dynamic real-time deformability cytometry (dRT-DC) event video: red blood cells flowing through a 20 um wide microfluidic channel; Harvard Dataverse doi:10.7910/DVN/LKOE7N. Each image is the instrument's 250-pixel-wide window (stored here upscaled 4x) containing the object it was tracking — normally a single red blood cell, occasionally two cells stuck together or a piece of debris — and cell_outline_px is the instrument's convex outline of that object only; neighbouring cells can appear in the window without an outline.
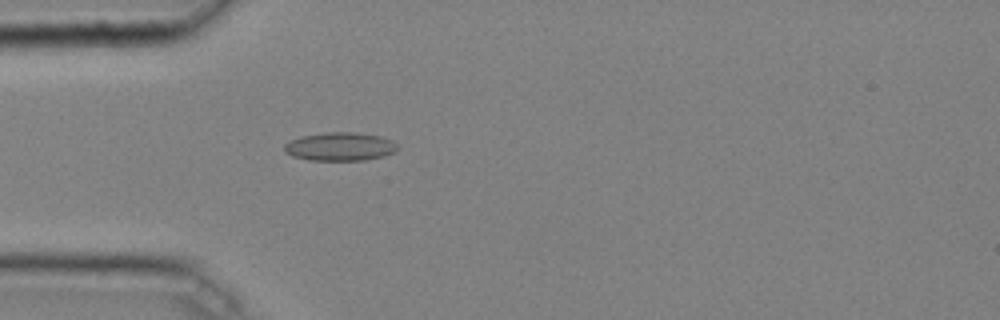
{"species": "common noctule bat (a hibernating species)", "species_latin": "Nyctalus noctula", "temperature_condition": "cold", "stored_images_in_passage": 28, "camera_frame_rate_fps": 3000, "um_per_image_px": 0.085, "animal": {"sex": "male", "body_mass_g": 20.4}, "frame": {"image": 1, "passage_image": 11, "time_ms": 3.333, "image_size_px": [1000, 320], "cell_outline_px": [[400, 148], [396, 152], [384, 156], [364, 160], [308, 160], [292, 156], [284, 152], [284, 144], [300, 136], [324, 132], [352, 132], [380, 136], [392, 140]], "centroid_in_image_um": [28.91, 12.46], "position_along_channel_um": 56.1, "area_um2": 18.9}}
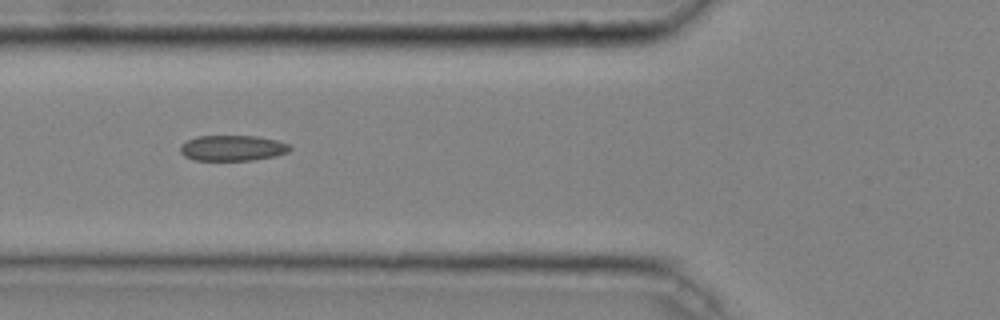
{"frame": {"image": 2, "passage_image": 15, "time_ms": 4.667, "image_size_px": [1000, 320], "cell_outline_px": [[292, 148], [288, 152], [276, 156], [252, 160], [192, 160], [184, 156], [180, 152], [180, 144], [196, 136], [256, 136], [276, 140], [288, 144]], "centroid_in_image_um": [19.74, 12.58], "position_along_channel_um": 106.1, "area_um2": 16.42}}
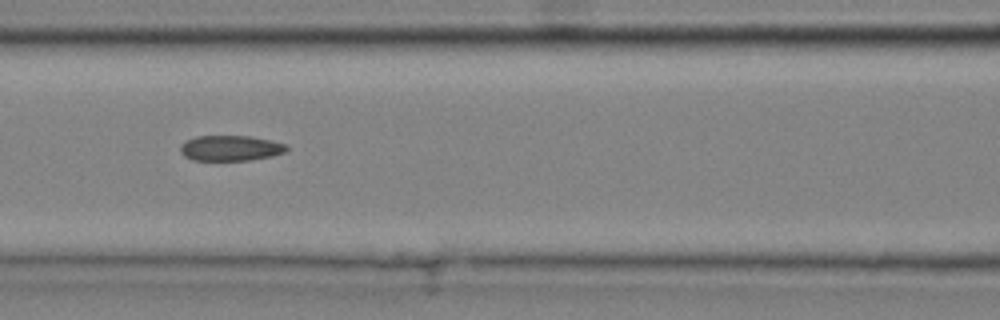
{"frame": {"image": 3, "passage_image": 18, "time_ms": 5.667, "image_size_px": [1000, 320], "cell_outline_px": [[288, 148], [284, 152], [272, 156], [248, 160], [192, 160], [184, 156], [180, 152], [180, 144], [196, 136], [252, 136], [284, 144]], "centroid_in_image_um": [19.55, 12.59], "position_along_channel_um": 147.1, "area_um2": 15.61}}